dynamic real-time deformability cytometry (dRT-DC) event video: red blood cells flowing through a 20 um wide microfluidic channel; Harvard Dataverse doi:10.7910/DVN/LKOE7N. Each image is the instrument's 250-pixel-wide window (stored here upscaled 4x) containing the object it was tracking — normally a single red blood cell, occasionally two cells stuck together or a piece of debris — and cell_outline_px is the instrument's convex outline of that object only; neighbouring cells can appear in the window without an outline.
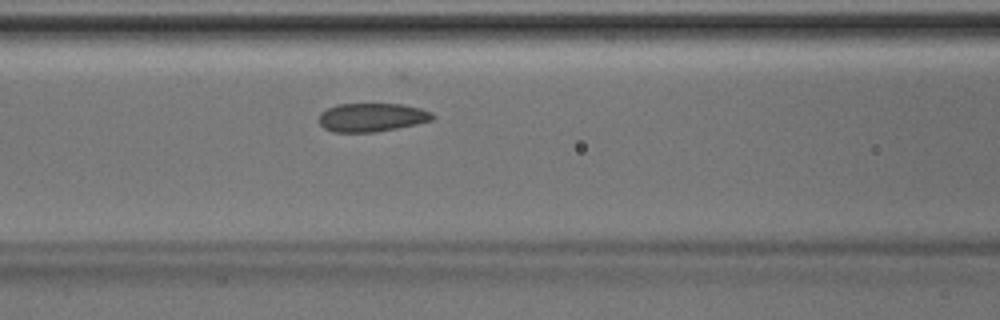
{"species": "Egyptian fruit bat (a non-hibernating species)", "species_latin": "Rousettus aegyptiacus", "temperature_condition": "room temperature", "stored_images_in_passage": 31, "camera_frame_rate_fps": 3000, "um_per_image_px": 0.085, "animal": {"sex": "male"}, "frame": {"image": 1, "passage_image": 13, "time_ms": 4.0, "image_size_px": [1000, 320], "cell_outline_px": [[436, 116], [432, 120], [416, 124], [376, 132], [332, 132], [324, 128], [320, 124], [320, 112], [336, 104], [400, 104], [420, 108], [432, 112]], "centroid_in_image_um": [31.61, 9.97], "position_along_channel_um": 135.0, "area_um2": 18.9}}
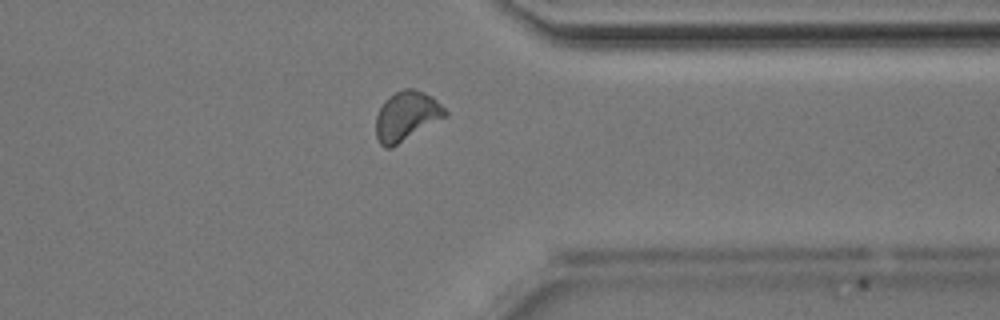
{"frame": {"image": 2, "passage_image": 30, "time_ms": 9.667, "image_size_px": [1000, 320], "cell_outline_px": [[448, 116], [392, 148], [384, 148], [380, 144], [376, 136], [376, 116], [384, 100], [396, 92], [404, 88], [416, 88], [432, 96], [448, 112]], "centroid_in_image_um": [34.56, 9.87], "position_along_channel_um": 376.8, "area_um2": 20.17}}